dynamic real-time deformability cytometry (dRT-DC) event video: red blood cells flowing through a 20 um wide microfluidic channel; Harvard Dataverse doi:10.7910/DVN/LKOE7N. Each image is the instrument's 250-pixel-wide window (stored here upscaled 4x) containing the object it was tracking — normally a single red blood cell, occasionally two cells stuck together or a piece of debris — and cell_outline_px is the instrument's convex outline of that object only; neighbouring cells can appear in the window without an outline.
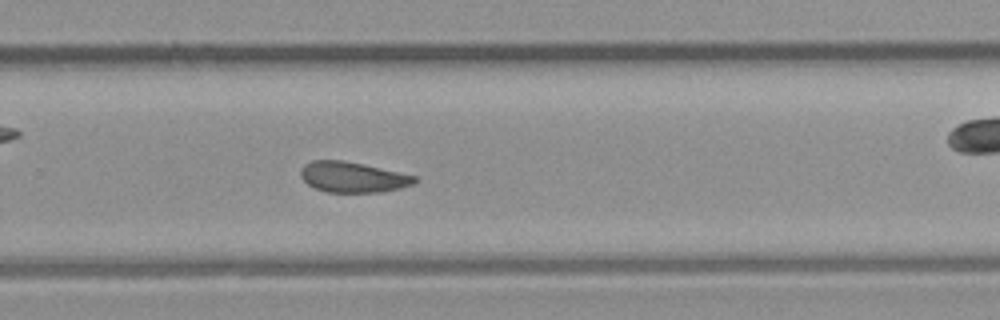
{"species": "common noctule bat (a hibernating species)", "species_latin": "Nyctalus noctula", "temperature_condition": "room temperature", "stored_images_in_passage": 31, "camera_frame_rate_fps": 3000, "um_per_image_px": 0.085, "animal": {"sex": "male", "body_mass_g": 23.1, "forearm_length_mm": 52.7}, "frame": {"image": 1, "passage_image": 18, "time_ms": 5.667, "image_size_px": [1000, 320], "cell_outline_px": [[420, 180], [416, 184], [400, 188], [380, 192], [328, 192], [316, 188], [308, 184], [300, 176], [300, 168], [304, 164], [312, 160], [344, 160], [416, 176]], "centroid_in_image_um": [29.99, 15.05], "position_along_channel_um": 299.8, "area_um2": 20.29}}